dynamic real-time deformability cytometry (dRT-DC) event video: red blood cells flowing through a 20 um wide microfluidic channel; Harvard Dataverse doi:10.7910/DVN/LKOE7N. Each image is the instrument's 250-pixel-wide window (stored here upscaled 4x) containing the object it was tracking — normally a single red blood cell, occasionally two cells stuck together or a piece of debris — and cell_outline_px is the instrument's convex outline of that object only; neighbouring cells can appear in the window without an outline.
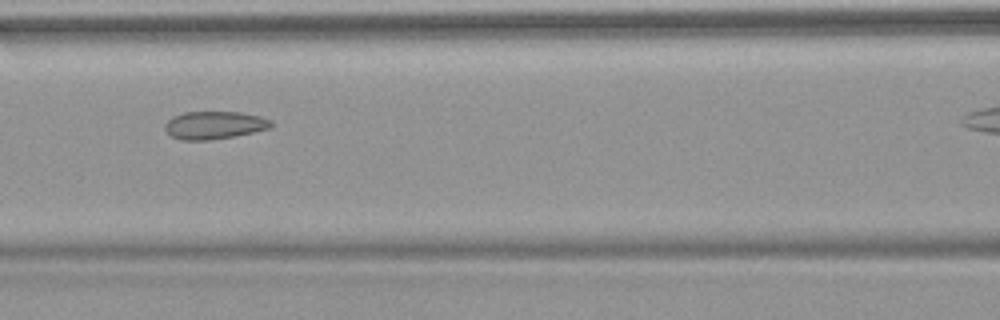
{"species": "common noctule bat (a hibernating species)", "species_latin": "Nyctalus noctula", "temperature_condition": "warm", "stored_images_in_passage": 8, "camera_frame_rate_fps": 3000, "um_per_image_px": 0.085, "animal": {"sex": "female", "body_mass_g": 18.4}, "frame": {"image": 1, "passage_image": 6, "time_ms": 5.667, "image_size_px": [1000, 320], "cell_outline_px": [[276, 124], [268, 128], [252, 132], [232, 136], [208, 140], [180, 140], [172, 136], [164, 128], [164, 124], [172, 116], [184, 112], [240, 112], [260, 116], [272, 120]], "centroid_in_image_um": [18.21, 10.63], "position_along_channel_um": 148.4, "area_um2": 17.17}}
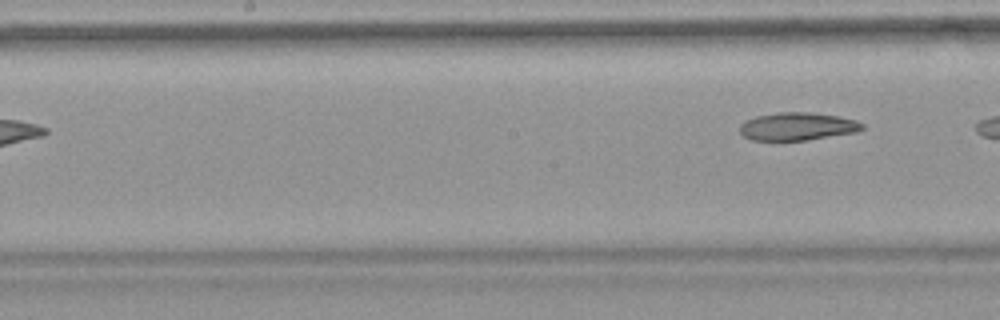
{"frame": {"image": 2, "passage_image": 8, "time_ms": 8.333, "image_size_px": [1000, 320], "cell_outline_px": [[864, 128], [856, 132], [808, 140], [752, 140], [744, 136], [740, 132], [740, 124], [744, 120], [756, 116], [780, 112], [812, 112], [836, 116], [856, 120], [864, 124]], "centroid_in_image_um": [67.77, 10.74], "position_along_channel_um": 180.4, "area_um2": 19.88}}